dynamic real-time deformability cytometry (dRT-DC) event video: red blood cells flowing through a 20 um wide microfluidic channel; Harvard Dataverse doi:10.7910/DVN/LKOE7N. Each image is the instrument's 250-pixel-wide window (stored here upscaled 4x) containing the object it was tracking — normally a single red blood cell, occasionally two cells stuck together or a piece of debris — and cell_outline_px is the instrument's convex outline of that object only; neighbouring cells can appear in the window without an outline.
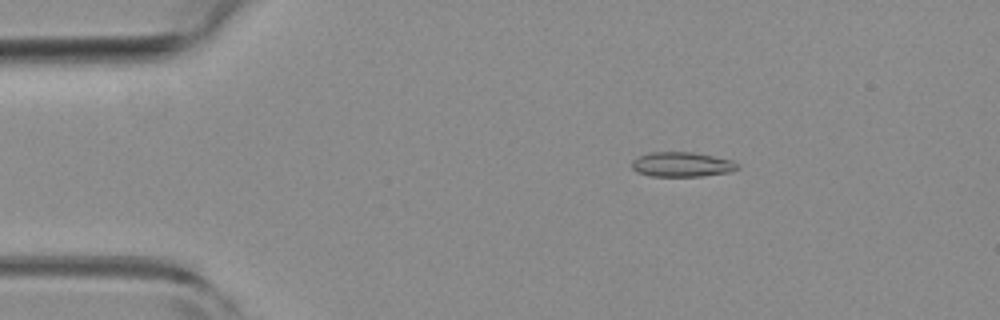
{"species": "common noctule bat (a hibernating species)", "species_latin": "Nyctalus noctula", "temperature_condition": "room temperature", "stored_images_in_passage": 3, "camera_frame_rate_fps": 3000, "um_per_image_px": 0.085, "animal": {"sex": "female", "body_mass_g": 19.3, "forearm_length_mm": 54.1}, "frame": {"image": 1, "passage_image": 2, "time_ms": 0.333, "image_size_px": [1000, 320], "cell_outline_px": [[740, 168], [732, 172], [704, 176], [652, 176], [636, 172], [632, 168], [632, 160], [648, 152], [692, 152], [732, 160], [740, 164]], "centroid_in_image_um": [57.99, 13.98], "position_along_channel_um": 27.0, "area_um2": 15.37}}